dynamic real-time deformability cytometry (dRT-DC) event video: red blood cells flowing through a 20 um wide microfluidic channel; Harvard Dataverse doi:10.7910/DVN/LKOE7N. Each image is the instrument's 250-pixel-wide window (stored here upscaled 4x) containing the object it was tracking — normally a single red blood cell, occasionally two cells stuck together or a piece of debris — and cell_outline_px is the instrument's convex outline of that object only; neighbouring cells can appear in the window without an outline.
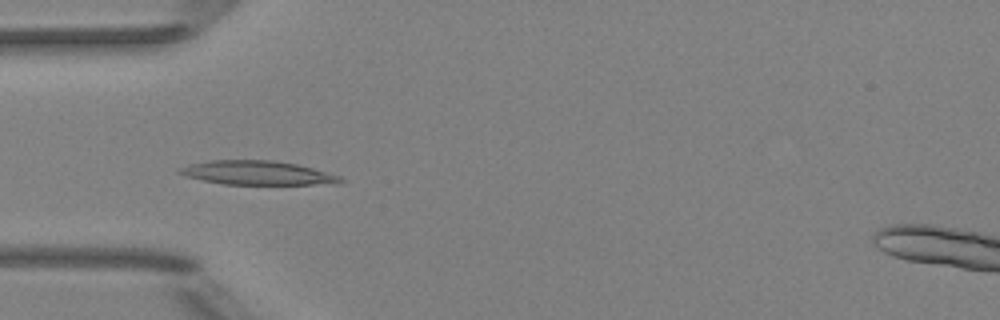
{"species": "Egyptian fruit bat (a non-hibernating species)", "species_latin": "Rousettus aegyptiacus", "temperature_condition": "room temperature", "stored_images_in_passage": 7, "camera_frame_rate_fps": 3000, "um_per_image_px": 0.085, "animal": {"sex": "female"}, "frame": {"image": 1, "passage_image": 4, "time_ms": 3.667, "image_size_px": [1000, 320], "cell_outline_px": [[344, 180], [340, 184], [224, 184], [184, 176], [176, 172], [180, 168], [192, 164], [212, 160], [272, 160], [296, 164], [312, 168], [340, 176]], "centroid_in_image_um": [21.9, 14.7], "position_along_channel_um": 63.1, "area_um2": 22.25}}
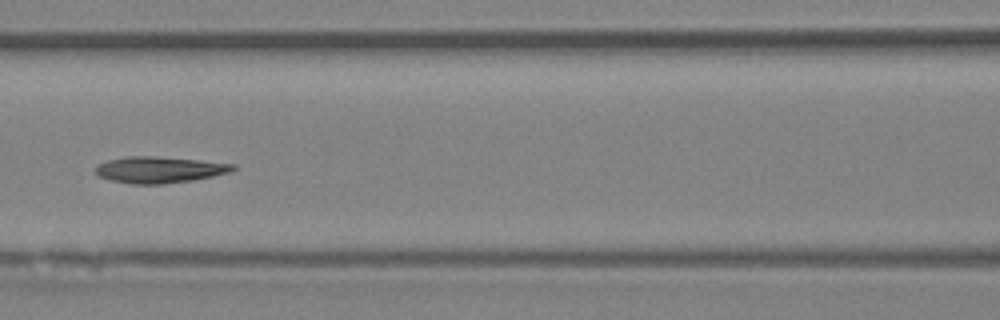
{"frame": {"image": 2, "passage_image": 6, "time_ms": 6.0, "image_size_px": [1000, 320], "cell_outline_px": [[236, 168], [228, 172], [212, 176], [192, 180], [164, 184], [132, 184], [112, 180], [100, 176], [96, 172], [96, 168], [100, 164], [108, 160], [128, 156], [152, 156], [196, 160], [236, 164]], "centroid_in_image_um": [13.56, 14.43], "position_along_channel_um": 153.0, "area_um2": 20.69}}
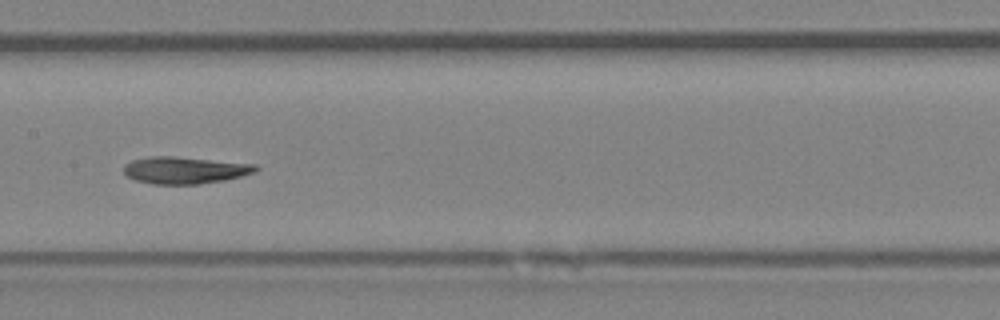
{"frame": {"image": 3, "passage_image": 7, "time_ms": 7.0, "image_size_px": [1000, 320], "cell_outline_px": [[260, 168], [256, 172], [224, 180], [200, 184], [152, 184], [136, 180], [128, 176], [124, 172], [124, 164], [132, 160], [148, 156], [176, 156], [256, 164]], "centroid_in_image_um": [15.72, 14.45], "position_along_channel_um": 191.7, "area_um2": 20.87}}